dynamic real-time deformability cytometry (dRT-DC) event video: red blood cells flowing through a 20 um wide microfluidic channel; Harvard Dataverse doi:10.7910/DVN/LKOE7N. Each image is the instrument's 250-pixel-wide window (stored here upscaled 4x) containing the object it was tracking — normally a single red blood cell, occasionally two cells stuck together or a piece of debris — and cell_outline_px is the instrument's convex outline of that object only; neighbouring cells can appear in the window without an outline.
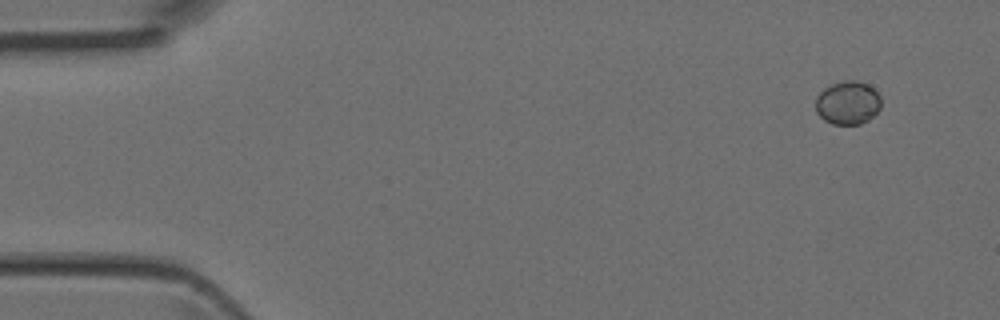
{"species": "Egyptian fruit bat (a non-hibernating species)", "species_latin": "Rousettus aegyptiacus", "temperature_condition": "room temperature", "stored_images_in_passage": 4, "camera_frame_rate_fps": 3000, "um_per_image_px": 0.085, "animal": {"sex": "female"}, "frame": {"image": 1, "passage_image": 1, "time_ms": 0.0, "image_size_px": [1000, 320], "cell_outline_px": [[880, 108], [868, 120], [860, 124], [832, 124], [824, 120], [816, 112], [816, 96], [824, 88], [832, 84], [844, 80], [856, 80], [868, 84], [880, 96]], "centroid_in_image_um": [72.04, 8.73], "position_along_channel_um": 13.0, "area_um2": 16.53}}